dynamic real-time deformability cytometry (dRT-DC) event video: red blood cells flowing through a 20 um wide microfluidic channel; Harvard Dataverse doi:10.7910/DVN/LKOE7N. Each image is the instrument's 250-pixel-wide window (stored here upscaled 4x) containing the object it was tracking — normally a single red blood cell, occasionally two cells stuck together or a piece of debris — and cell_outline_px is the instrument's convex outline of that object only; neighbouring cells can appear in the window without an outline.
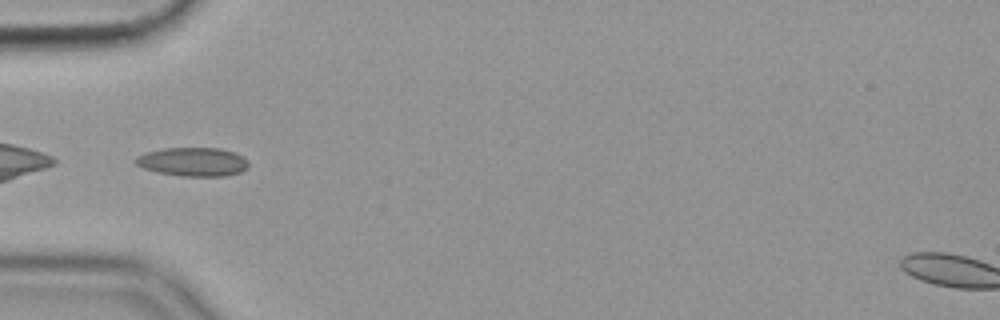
{"species": "common noctule bat (a hibernating species)", "species_latin": "Nyctalus noctula", "temperature_condition": "cold", "stored_images_in_passage": 38, "camera_frame_rate_fps": 3000, "um_per_image_px": 0.085, "animal": {"sex": "female", "body_mass_g": 19.9}, "frame": {"image": 1, "passage_image": 1, "time_ms": 0.0, "image_size_px": [1000, 320], "cell_outline_px": [[248, 168], [240, 172], [224, 176], [180, 176], [156, 172], [144, 168], [136, 164], [132, 160], [136, 156], [148, 152], [164, 148], [220, 148], [236, 152], [248, 160]], "centroid_in_image_um": [16.4, 13.75], "position_along_channel_um": 68.6, "area_um2": 19.07}, "authors_computed_cell_mechanics": {"area_um2": 17.4556, "velocity_mm_per_s": 3.5678, "shape_relaxation_time_tau1_ms": null, "shape_relaxation_time_tau2_ms": 3.4251, "deformation_change_tau1": null, "deformation_change_tau2": 0.0998}}